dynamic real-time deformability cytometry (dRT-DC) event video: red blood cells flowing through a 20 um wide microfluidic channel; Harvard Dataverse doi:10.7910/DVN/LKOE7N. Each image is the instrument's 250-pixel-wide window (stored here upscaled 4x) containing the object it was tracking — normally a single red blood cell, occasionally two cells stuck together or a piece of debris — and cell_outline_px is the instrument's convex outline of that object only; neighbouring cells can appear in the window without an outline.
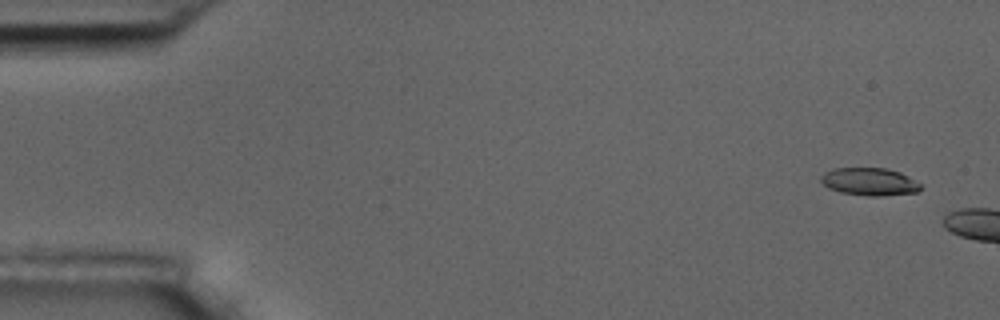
{"species": "common noctule bat (a hibernating species)", "species_latin": "Nyctalus noctula", "temperature_condition": "room temperature", "stored_images_in_passage": 2, "camera_frame_rate_fps": 3000, "um_per_image_px": 0.085, "animal": {"sex": "male", "body_mass_g": 17.5, "forearm_length_mm": 52.3}, "frame": {"image": 1, "passage_image": 1, "time_ms": 0.0, "image_size_px": [1000, 320], "cell_outline_px": [[924, 184], [916, 192], [884, 196], [868, 196], [840, 192], [828, 188], [820, 180], [820, 176], [824, 172], [832, 168], [884, 168], [900, 172]], "centroid_in_image_um": [73.91, 15.44], "position_along_channel_um": 11.1, "area_um2": 16.24}}